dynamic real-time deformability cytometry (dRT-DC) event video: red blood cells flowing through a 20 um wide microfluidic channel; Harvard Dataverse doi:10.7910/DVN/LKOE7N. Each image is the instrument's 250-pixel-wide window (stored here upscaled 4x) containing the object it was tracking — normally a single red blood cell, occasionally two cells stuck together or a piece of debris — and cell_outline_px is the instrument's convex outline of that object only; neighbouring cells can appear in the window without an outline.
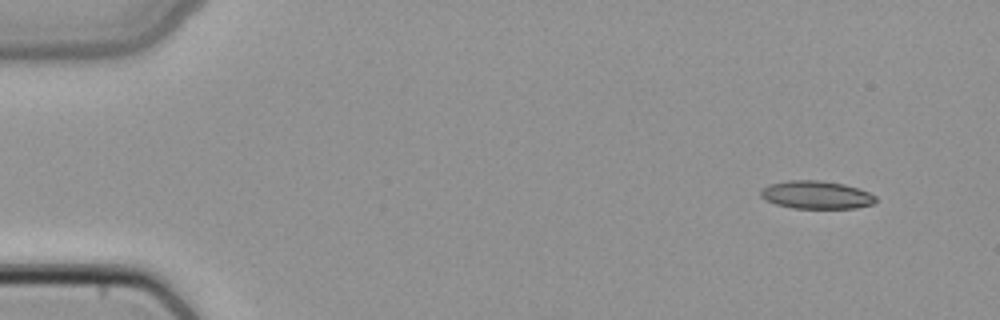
{"species": "common noctule bat (a hibernating species)", "species_latin": "Nyctalus noctula", "temperature_condition": "cold", "stored_images_in_passage": 4, "camera_frame_rate_fps": 3000, "um_per_image_px": 0.085, "animal": {"sex": "female", "body_mass_g": 22.7, "forearm_length_mm": 54.2}, "frame": {"image": 1, "passage_image": 1, "time_ms": 0.0, "image_size_px": [1000, 320], "cell_outline_px": [[876, 200], [872, 204], [856, 208], [792, 208], [776, 204], [764, 200], [760, 196], [760, 192], [768, 184], [788, 180], [820, 180], [844, 184], [868, 192], [876, 196]], "centroid_in_image_um": [69.35, 16.56], "position_along_channel_um": 15.6, "area_um2": 18.73}}
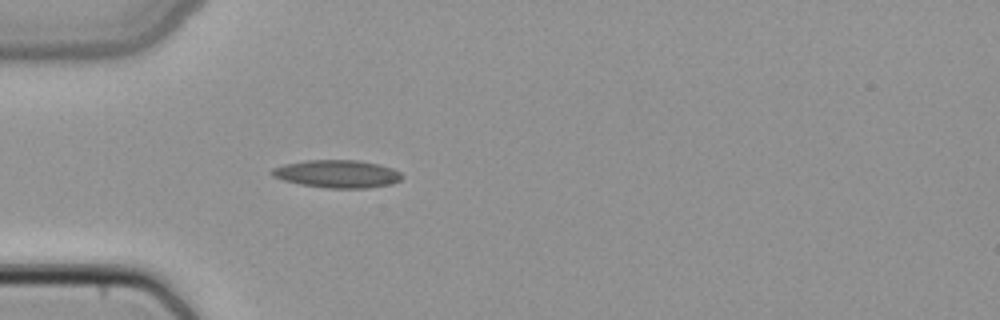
{"frame": {"image": 2, "passage_image": 4, "time_ms": 1.0, "image_size_px": [1000, 320], "cell_outline_px": [[404, 176], [400, 180], [392, 184], [368, 188], [328, 188], [300, 184], [284, 180], [272, 176], [268, 172], [272, 168], [284, 164], [304, 160], [360, 160], [392, 168], [400, 172]], "centroid_in_image_um": [28.65, 14.78], "position_along_channel_um": 56.4, "area_um2": 21.15}}